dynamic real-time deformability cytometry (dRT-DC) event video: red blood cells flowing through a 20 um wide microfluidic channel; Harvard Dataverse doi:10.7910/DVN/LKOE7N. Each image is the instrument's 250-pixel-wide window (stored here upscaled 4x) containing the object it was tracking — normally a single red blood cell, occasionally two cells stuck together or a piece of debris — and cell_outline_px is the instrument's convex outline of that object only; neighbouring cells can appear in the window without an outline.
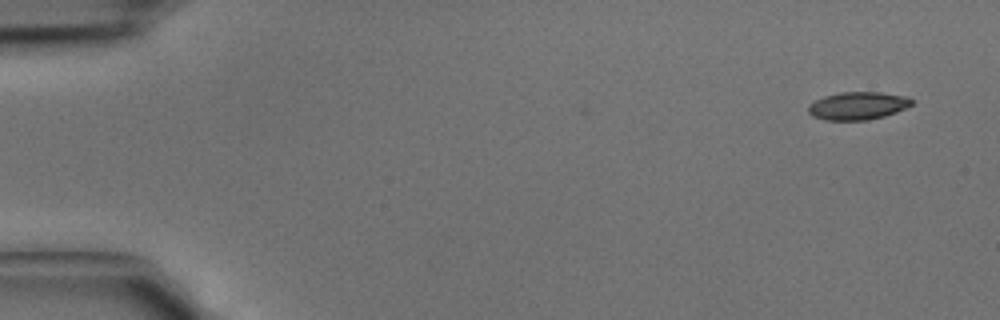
{"species": "common noctule bat (a hibernating species)", "species_latin": "Nyctalus noctula", "temperature_condition": "cold", "stored_images_in_passage": 7, "camera_frame_rate_fps": 3000, "um_per_image_px": 0.085, "animal": {"sex": "male", "body_mass_g": 15.6}, "frame": {"image": 1, "passage_image": 1, "time_ms": 0.0, "image_size_px": [1000, 320], "cell_outline_px": [[912, 104], [896, 112], [884, 116], [868, 120], [824, 120], [812, 116], [808, 112], [808, 104], [824, 96], [840, 92], [880, 92], [904, 96], [912, 100]], "centroid_in_image_um": [72.86, 8.99], "position_along_channel_um": 12.1, "area_um2": 16.7}}